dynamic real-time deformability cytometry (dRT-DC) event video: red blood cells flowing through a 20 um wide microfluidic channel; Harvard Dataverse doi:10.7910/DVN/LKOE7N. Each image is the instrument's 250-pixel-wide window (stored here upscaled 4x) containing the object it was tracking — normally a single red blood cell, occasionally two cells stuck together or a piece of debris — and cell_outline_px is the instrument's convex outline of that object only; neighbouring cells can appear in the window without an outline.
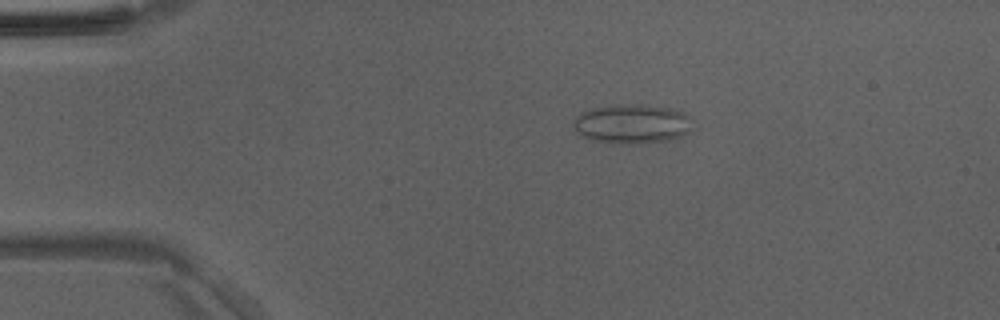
{"species": "Egyptian fruit bat (a non-hibernating species)", "species_latin": "Rousettus aegyptiacus", "temperature_condition": "room temperature", "stored_images_in_passage": 46, "camera_frame_rate_fps": 3000, "um_per_image_px": 0.085, "animal": {"sex": "male"}, "frame": {"image": 1, "passage_image": 7, "time_ms": 2.0, "image_size_px": [1000, 320], "cell_outline_px": [[692, 132], [684, 136], [668, 140], [636, 144], [612, 144], [592, 140], [580, 136], [576, 132], [572, 124], [572, 120], [580, 112], [592, 108], [612, 104], [644, 104], [668, 108], [684, 112], [692, 116]], "centroid_in_image_um": [53.72, 10.53], "position_along_channel_um": 31.3, "area_um2": 28.26}}
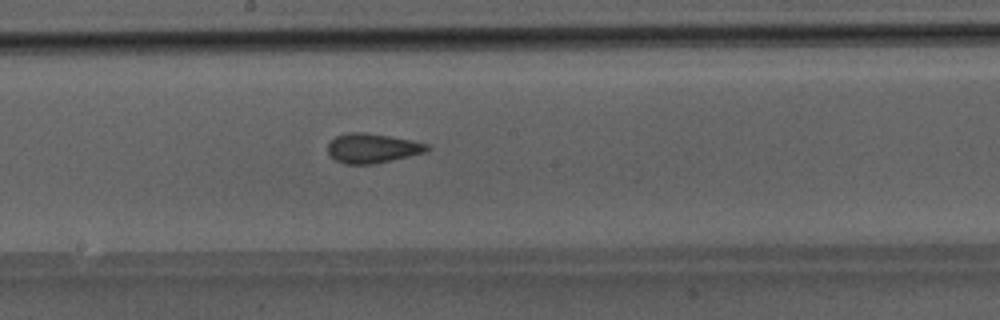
{"frame": {"image": 2, "passage_image": 24, "time_ms": 7.667, "image_size_px": [1000, 320], "cell_outline_px": [[432, 148], [424, 152], [392, 160], [372, 164], [344, 164], [336, 160], [328, 152], [328, 144], [336, 136], [348, 132], [364, 132], [412, 140], [428, 144]], "centroid_in_image_um": [31.65, 12.59], "position_along_channel_um": 216.6, "area_um2": 16.94}}
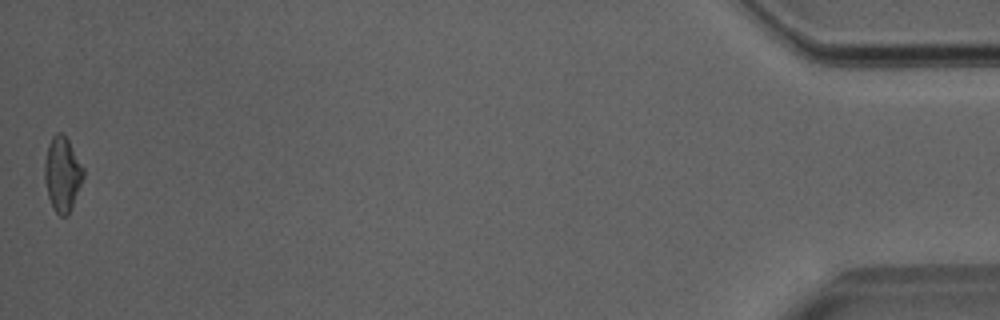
{"frame": {"image": 3, "passage_image": 46, "time_ms": 15.0, "image_size_px": [1000, 320], "cell_outline_px": [[84, 176], [68, 216], [60, 216], [56, 212], [48, 196], [44, 180], [44, 164], [48, 144], [52, 136], [56, 132], [64, 132], [84, 168]], "centroid_in_image_um": [5.29, 14.75], "position_along_channel_um": 429.9, "area_um2": 16.88}}